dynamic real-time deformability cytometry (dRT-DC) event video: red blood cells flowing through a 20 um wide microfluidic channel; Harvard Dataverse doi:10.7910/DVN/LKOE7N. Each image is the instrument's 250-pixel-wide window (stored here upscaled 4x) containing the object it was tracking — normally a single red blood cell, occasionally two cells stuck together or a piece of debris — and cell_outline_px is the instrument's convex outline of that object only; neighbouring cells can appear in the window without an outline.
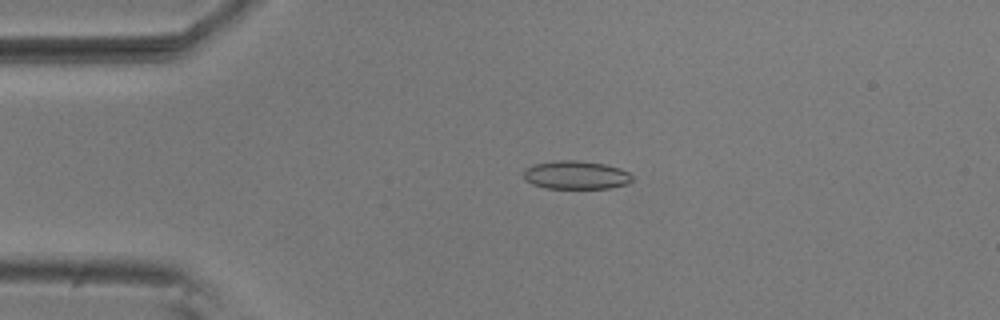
{"species": "common noctule bat (a hibernating species)", "species_latin": "Nyctalus noctula", "temperature_condition": "room temperature", "stored_images_in_passage": 5, "camera_frame_rate_fps": 3000, "um_per_image_px": 0.085, "animal": {"sex": "male", "body_mass_g": 20.5, "forearm_length_mm": 52.5}, "frame": {"image": 1, "passage_image": 3, "time_ms": 0.667, "image_size_px": [1000, 320], "cell_outline_px": [[632, 180], [628, 184], [612, 188], [544, 188], [532, 184], [524, 180], [524, 168], [532, 164], [556, 160], [576, 160], [604, 164], [620, 168], [628, 172], [632, 176]], "centroid_in_image_um": [48.93, 14.87], "position_along_channel_um": 36.1, "area_um2": 18.15}}
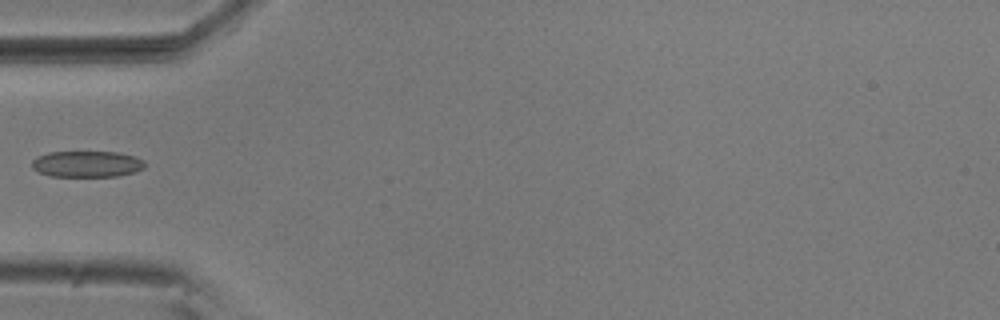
{"frame": {"image": 2, "passage_image": 5, "time_ms": 1.333, "image_size_px": [1000, 320], "cell_outline_px": [[144, 168], [136, 172], [116, 176], [52, 176], [40, 172], [32, 168], [32, 160], [36, 156], [48, 152], [116, 152], [132, 156], [144, 160]], "centroid_in_image_um": [7.37, 13.94], "position_along_channel_um": 77.6, "area_um2": 17.17}}